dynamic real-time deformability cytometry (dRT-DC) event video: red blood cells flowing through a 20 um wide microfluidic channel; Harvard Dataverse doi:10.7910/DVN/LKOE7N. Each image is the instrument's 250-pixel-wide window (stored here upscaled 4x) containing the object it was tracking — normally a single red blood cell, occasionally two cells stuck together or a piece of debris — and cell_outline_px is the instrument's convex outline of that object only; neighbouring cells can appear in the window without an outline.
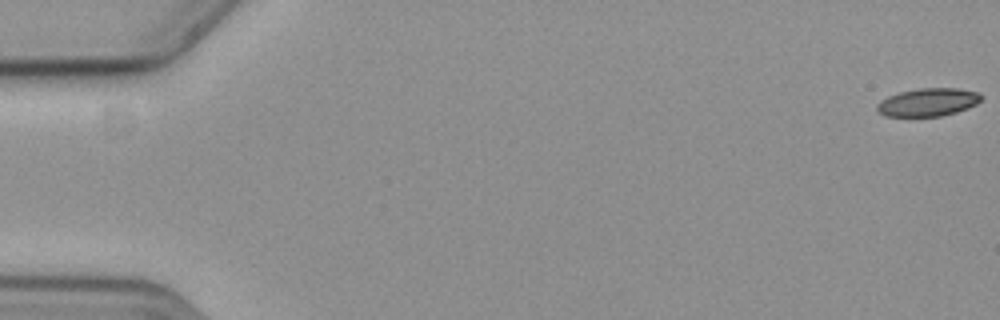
{"species": "common noctule bat (a hibernating species)", "species_latin": "Nyctalus noctula", "temperature_condition": "cold", "stored_images_in_passage": 59, "camera_frame_rate_fps": 3000, "um_per_image_px": 0.085, "animal": {"sex": "female", "body_mass_g": 19.3, "forearm_length_mm": 54.1}, "frame": {"image": 1, "passage_image": 1, "time_ms": 0.0, "image_size_px": [1000, 320], "cell_outline_px": [[984, 96], [976, 104], [968, 108], [956, 112], [940, 116], [884, 116], [876, 108], [876, 104], [880, 100], [888, 96], [900, 92], [920, 88], [960, 88], [980, 92]], "centroid_in_image_um": [78.91, 8.68], "position_along_channel_um": 6.1, "area_um2": 17.11}}
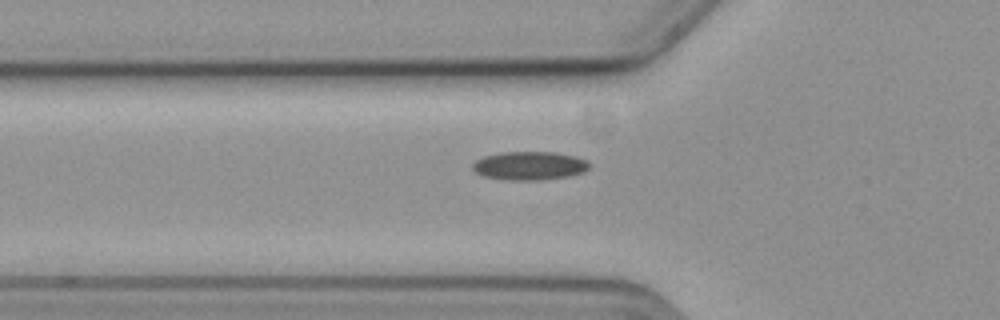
{"frame": {"image": 2, "passage_image": 21, "time_ms": 6.667, "image_size_px": [1000, 320], "cell_outline_px": [[588, 168], [584, 172], [568, 176], [540, 180], [504, 180], [484, 176], [476, 172], [472, 168], [472, 164], [476, 160], [484, 156], [500, 152], [552, 152], [576, 156], [584, 160], [588, 164]], "centroid_in_image_um": [44.97, 14.09], "position_along_channel_um": 80.8, "area_um2": 19.31}}
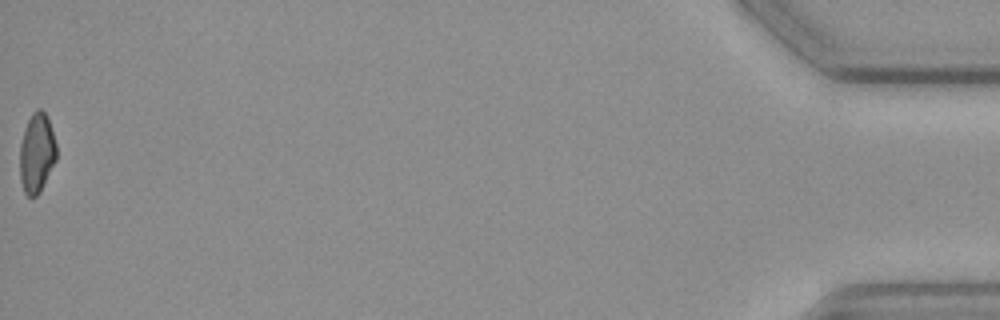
{"frame": {"image": 3, "passage_image": 59, "time_ms": 19.333, "image_size_px": [1000, 320], "cell_outline_px": [[56, 160], [40, 192], [36, 196], [28, 196], [24, 192], [20, 180], [20, 144], [24, 128], [32, 112], [36, 108], [40, 108], [44, 112], [48, 120], [56, 144]], "centroid_in_image_um": [3.11, 13.01], "position_along_channel_um": 432.1, "area_um2": 16.94}}